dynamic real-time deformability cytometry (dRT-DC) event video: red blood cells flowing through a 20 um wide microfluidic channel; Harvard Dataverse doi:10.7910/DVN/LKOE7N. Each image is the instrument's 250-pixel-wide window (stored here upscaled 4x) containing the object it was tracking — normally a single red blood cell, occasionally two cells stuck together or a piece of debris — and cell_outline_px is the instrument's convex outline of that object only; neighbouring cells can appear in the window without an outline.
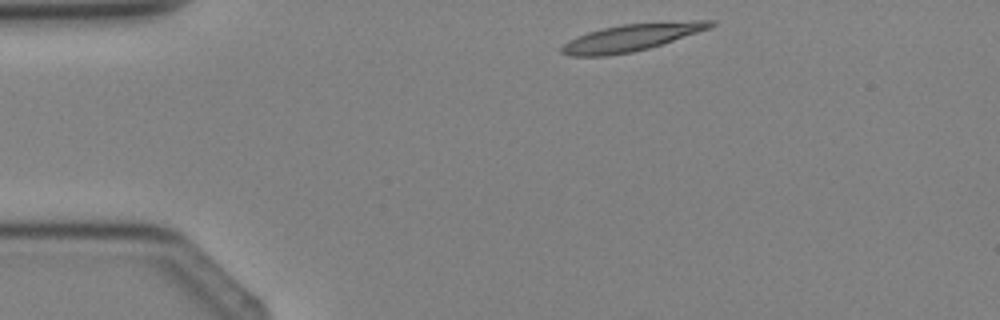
{"species": "Egyptian fruit bat (a non-hibernating species)", "species_latin": "Rousettus aegyptiacus", "temperature_condition": "cold", "stored_images_in_passage": 2, "camera_frame_rate_fps": 3000, "um_per_image_px": 0.085, "animal": {"sex": "female"}, "frame": {"image": 1, "passage_image": 1, "time_ms": 0.0, "image_size_px": [1000, 320], "cell_outline_px": [[716, 24], [708, 28], [648, 48], [632, 52], [608, 56], [568, 56], [560, 52], [560, 48], [568, 40], [576, 36], [588, 32], [620, 24], [696, 20], [716, 20]], "centroid_in_image_um": [53.6, 3.19], "position_along_channel_um": 31.4, "area_um2": 23.29}}